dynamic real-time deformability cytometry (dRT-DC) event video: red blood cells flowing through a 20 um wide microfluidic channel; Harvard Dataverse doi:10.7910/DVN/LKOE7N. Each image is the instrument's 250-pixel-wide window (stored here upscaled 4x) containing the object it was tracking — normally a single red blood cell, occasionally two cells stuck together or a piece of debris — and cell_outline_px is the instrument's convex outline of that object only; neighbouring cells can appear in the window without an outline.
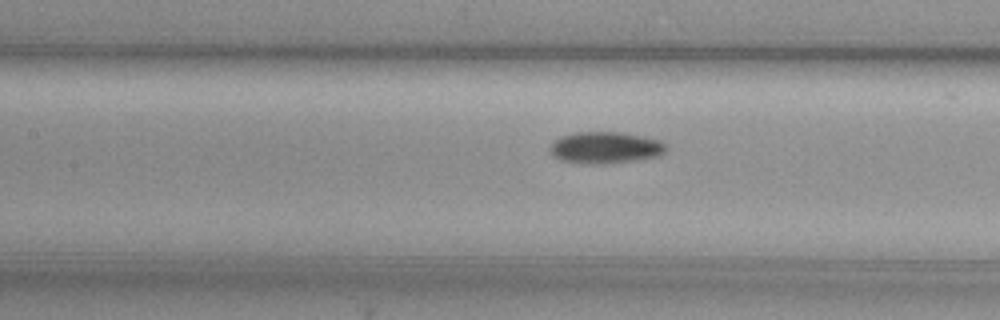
{"species": "common noctule bat (a hibernating species)", "species_latin": "Nyctalus noctula", "temperature_condition": "cold", "stored_images_in_passage": 37, "camera_frame_rate_fps": 3000, "um_per_image_px": 0.085, "animal": {"sex": "female", "body_mass_g": 29.2, "forearm_length_mm": 56.3}, "frame": {"image": 1, "passage_image": 10, "time_ms": 3.0, "image_size_px": [1000, 320], "cell_outline_px": [[668, 148], [664, 152], [656, 156], [632, 160], [596, 164], [592, 164], [560, 160], [552, 156], [548, 152], [548, 148], [552, 140], [576, 132], [620, 132], [644, 136], [660, 140], [668, 144]], "centroid_in_image_um": [51.42, 12.53], "position_along_channel_um": 156.0, "area_um2": 21.44}}
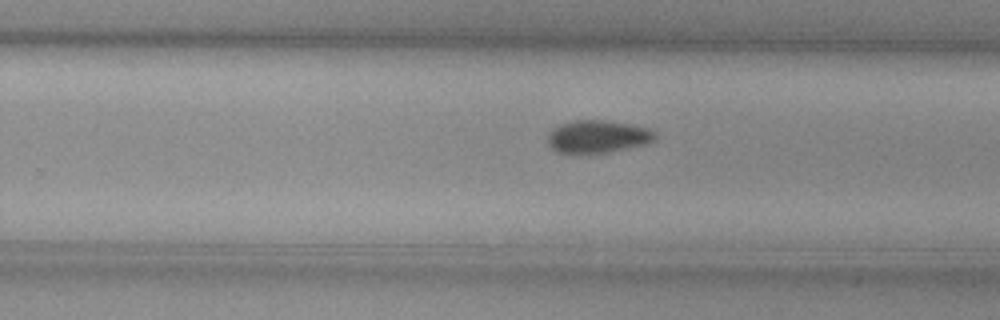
{"frame": {"image": 2, "passage_image": 20, "time_ms": 6.333, "image_size_px": [1000, 320], "cell_outline_px": [[656, 140], [648, 144], [608, 152], [556, 152], [548, 144], [548, 132], [552, 128], [560, 124], [576, 120], [604, 120], [628, 124], [648, 128], [656, 132]], "centroid_in_image_um": [50.82, 11.6], "position_along_channel_um": 279.0, "area_um2": 20.35}}
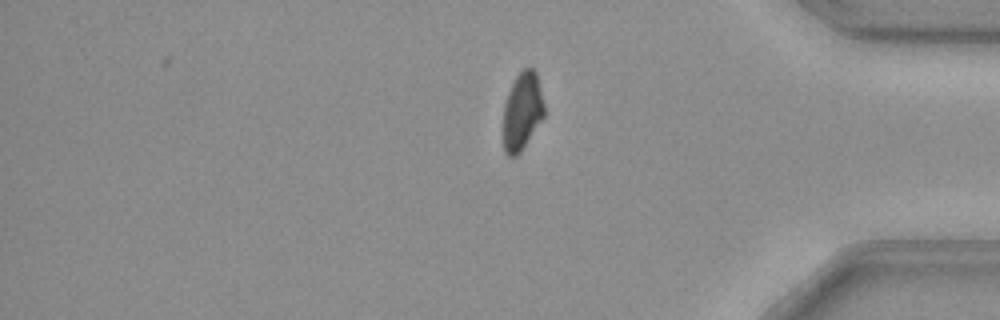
{"frame": {"image": 3, "passage_image": 31, "time_ms": 10.0, "image_size_px": [1000, 320], "cell_outline_px": [[544, 116], [520, 152], [516, 156], [508, 156], [504, 152], [504, 104], [508, 92], [516, 76], [524, 68], [532, 68], [536, 72], [544, 104]], "centroid_in_image_um": [44.39, 9.45], "position_along_channel_um": 390.8, "area_um2": 18.26}}